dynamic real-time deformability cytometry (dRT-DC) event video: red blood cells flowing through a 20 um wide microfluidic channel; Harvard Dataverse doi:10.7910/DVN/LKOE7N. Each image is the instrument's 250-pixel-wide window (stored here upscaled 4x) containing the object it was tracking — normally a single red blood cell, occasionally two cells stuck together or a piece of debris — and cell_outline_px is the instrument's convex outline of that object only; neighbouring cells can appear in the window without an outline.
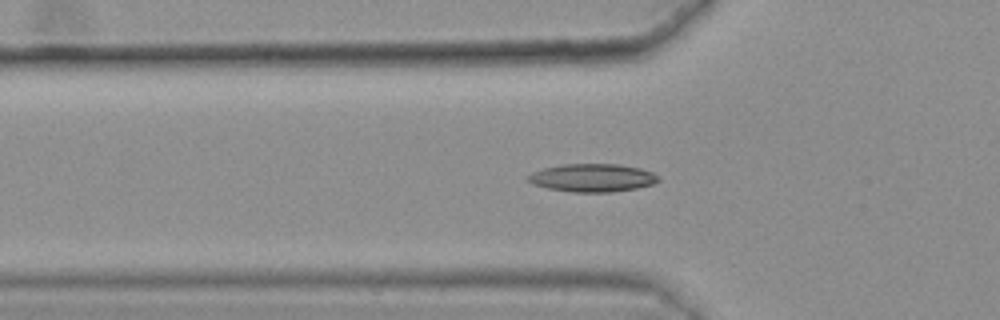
{"species": "common noctule bat (a hibernating species)", "species_latin": "Nyctalus noctula", "temperature_condition": "warm", "stored_images_in_passage": 49, "camera_frame_rate_fps": 3000, "um_per_image_px": 0.085, "animal": {"sex": "female", "body_mass_g": 25.1}, "frame": {"image": 1, "passage_image": 20, "time_ms": 6.333, "image_size_px": [1000, 320], "cell_outline_px": [[660, 180], [652, 184], [636, 188], [612, 192], [572, 192], [548, 188], [532, 184], [524, 180], [524, 176], [532, 172], [544, 168], [560, 164], [620, 164], [640, 168], [652, 172]], "centroid_in_image_um": [50.28, 15.11], "position_along_channel_um": 75.5, "area_um2": 21.44}}
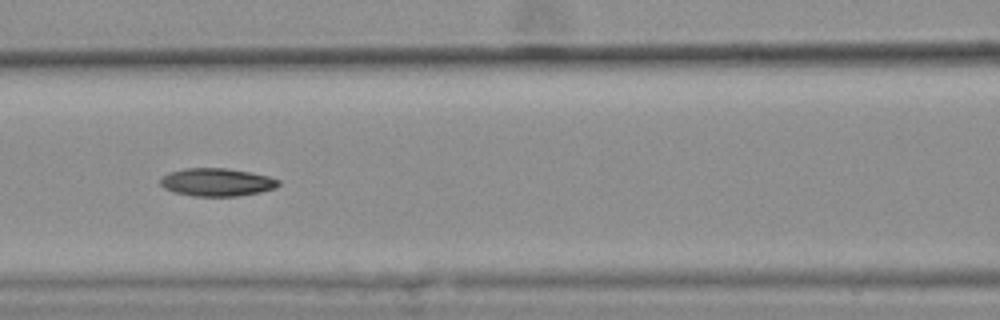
{"frame": {"image": 2, "passage_image": 26, "time_ms": 8.333, "image_size_px": [1000, 320], "cell_outline_px": [[280, 184], [276, 188], [260, 192], [236, 196], [192, 196], [172, 192], [164, 188], [160, 184], [160, 180], [168, 172], [184, 168], [224, 168], [248, 172], [268, 176], [280, 180]], "centroid_in_image_um": [18.41, 15.49], "position_along_channel_um": 148.2, "area_um2": 19.25}}
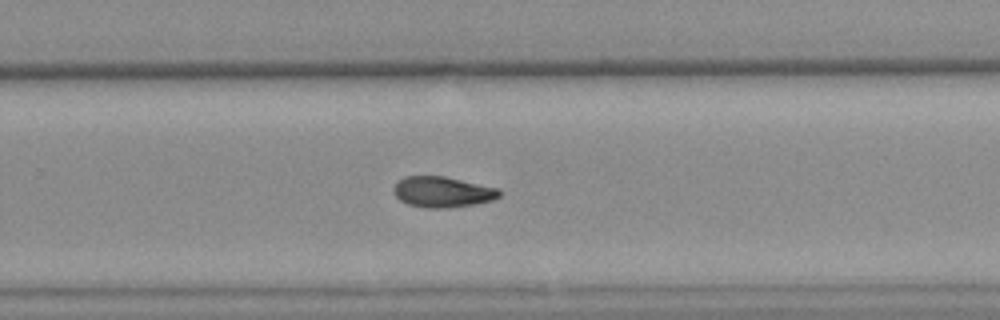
{"frame": {"image": 3, "passage_image": 38, "time_ms": 12.333, "image_size_px": [1000, 320], "cell_outline_px": [[500, 196], [492, 200], [476, 204], [444, 208], [424, 208], [408, 204], [400, 200], [396, 196], [392, 188], [404, 176], [444, 176], [500, 188]], "centroid_in_image_um": [37.62, 16.31], "position_along_channel_um": 292.2, "area_um2": 18.96}, "authors_computed_cell_mechanics": {"area_um2": 19.363, "velocity_mm_per_s": 3.6107, "shape_relaxation_time_tau1_ms": null, "shape_relaxation_time_tau2_ms": 8.3924, "deformation_change_tau1": null, "deformation_change_tau2": 0.1472}}